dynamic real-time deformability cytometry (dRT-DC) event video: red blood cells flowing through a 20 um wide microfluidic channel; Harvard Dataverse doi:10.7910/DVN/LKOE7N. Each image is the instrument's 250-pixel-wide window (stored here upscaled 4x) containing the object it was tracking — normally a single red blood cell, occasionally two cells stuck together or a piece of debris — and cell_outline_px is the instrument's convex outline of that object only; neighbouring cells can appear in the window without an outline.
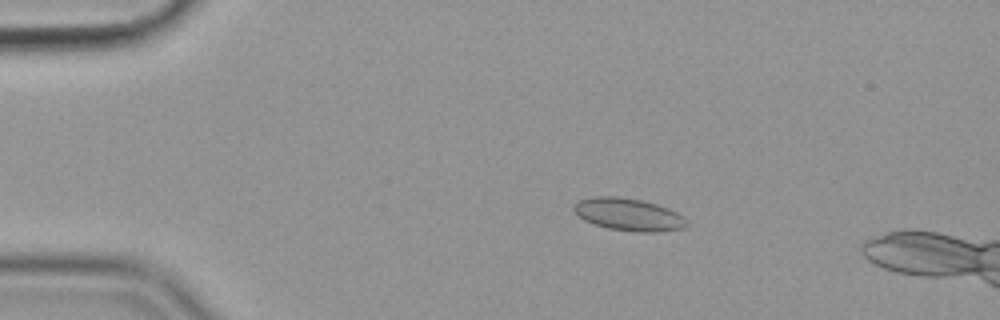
{"species": "common noctule bat (a hibernating species)", "species_latin": "Nyctalus noctula", "temperature_condition": "cold", "stored_images_in_passage": 6, "camera_frame_rate_fps": 3000, "um_per_image_px": 0.085, "animal": {"sex": "female", "body_mass_g": 19.9}, "frame": {"image": 1, "passage_image": 1, "time_ms": 0.0, "image_size_px": [1000, 320], "cell_outline_px": [[688, 224], [684, 228], [656, 232], [636, 232], [608, 228], [584, 220], [572, 208], [572, 204], [580, 200], [596, 196], [616, 196], [640, 200], [656, 204], [668, 208], [684, 216], [688, 220]], "centroid_in_image_um": [53.45, 18.23], "position_along_channel_um": 31.6, "area_um2": 21.27}}